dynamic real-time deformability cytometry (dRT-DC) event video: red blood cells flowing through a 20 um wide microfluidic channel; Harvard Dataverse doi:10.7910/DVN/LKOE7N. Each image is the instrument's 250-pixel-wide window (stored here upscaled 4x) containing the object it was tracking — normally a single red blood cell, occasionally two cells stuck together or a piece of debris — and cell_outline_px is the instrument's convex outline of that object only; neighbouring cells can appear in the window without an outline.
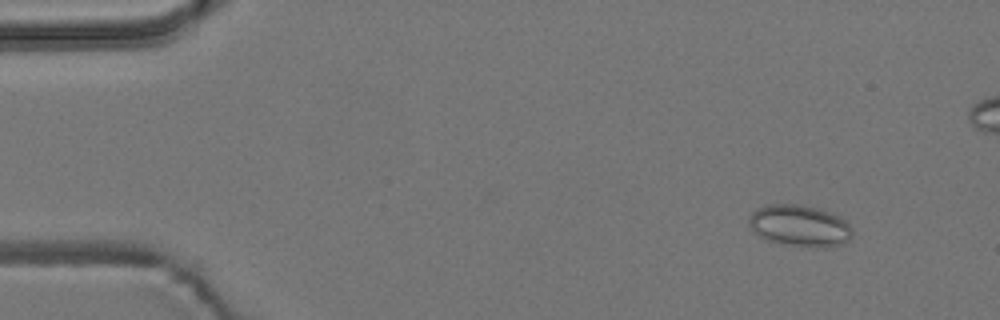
{"species": "common noctule bat (a hibernating species)", "species_latin": "Nyctalus noctula", "temperature_condition": "room temperature", "stored_images_in_passage": 4, "camera_frame_rate_fps": 3000, "um_per_image_px": 0.085, "animal": {"sex": "male", "body_mass_g": 19.2, "forearm_length_mm": 51.8}, "frame": {"image": 1, "passage_image": 2, "time_ms": 1.333, "image_size_px": [1000, 320], "cell_outline_px": [[852, 236], [844, 244], [832, 248], [812, 248], [780, 244], [764, 240], [748, 224], [748, 216], [756, 208], [764, 204], [800, 204], [824, 208], [840, 216], [852, 228]], "centroid_in_image_um": [67.99, 19.19], "position_along_channel_um": 17.0, "area_um2": 26.01}}